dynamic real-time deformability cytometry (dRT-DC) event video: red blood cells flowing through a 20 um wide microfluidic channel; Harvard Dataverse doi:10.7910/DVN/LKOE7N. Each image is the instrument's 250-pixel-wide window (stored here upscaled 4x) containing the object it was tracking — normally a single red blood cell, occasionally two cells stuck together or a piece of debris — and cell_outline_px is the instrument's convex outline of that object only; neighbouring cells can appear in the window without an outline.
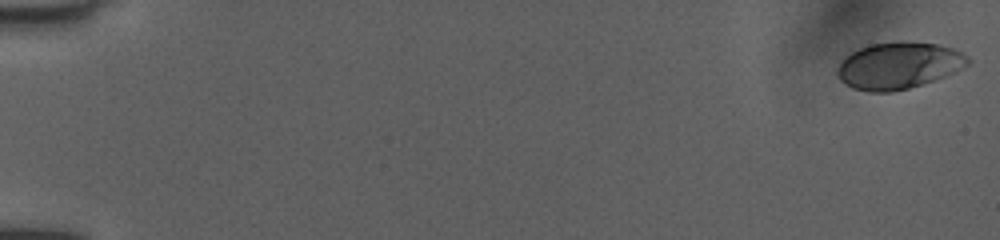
{"species": "human", "species_latin": "Homo sapiens", "temperature_condition": "room temperature", "stored_images_in_passage": 52, "camera_frame_rate_fps": 3000, "um_per_image_px": 0.085, "donor": {"sex": "female"}, "frame": {"image": 1, "passage_image": 1, "time_ms": 0.0, "image_size_px": [1000, 240], "cell_outline_px": [[972, 60], [964, 68], [944, 76], [908, 88], [892, 92], [868, 92], [852, 88], [840, 80], [836, 72], [840, 60], [852, 52], [860, 48], [872, 44], [896, 40], [900, 40], [936, 44], [952, 48], [968, 56]], "centroid_in_image_um": [76.37, 5.56], "position_along_channel_um": 8.6, "area_um2": 35.66}}
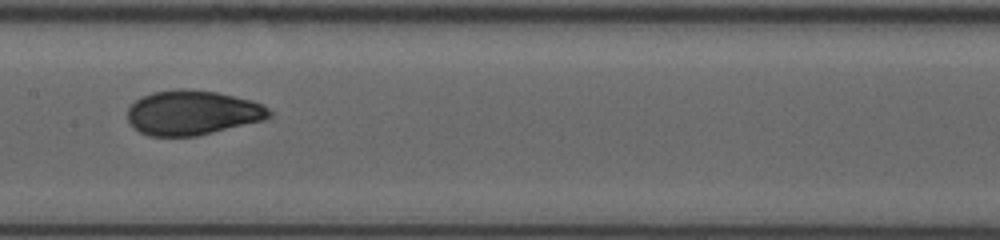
{"frame": {"image": 2, "passage_image": 28, "time_ms": 9.0, "image_size_px": [1000, 240], "cell_outline_px": [[272, 116], [264, 120], [196, 136], [148, 136], [132, 128], [128, 120], [128, 108], [136, 100], [152, 92], [176, 88], [184, 88], [216, 92], [252, 100], [264, 104], [272, 112]], "centroid_in_image_um": [16.36, 9.57], "position_along_channel_um": 191.0, "area_um2": 37.05}}
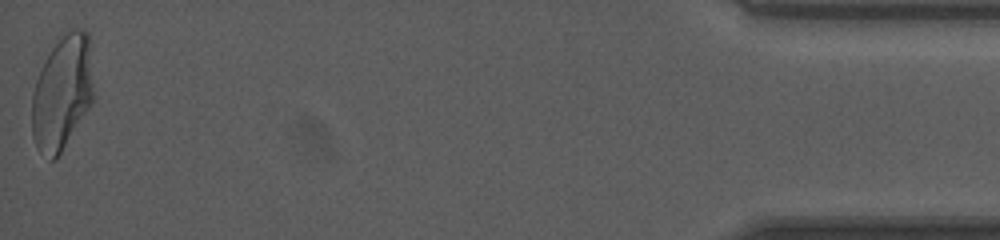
{"frame": {"image": 3, "passage_image": 52, "time_ms": 17.0, "image_size_px": [1000, 240], "cell_outline_px": [[96, 96], [92, 104], [56, 160], [48, 160], [36, 148], [32, 136], [32, 96], [36, 80], [60, 32], [76, 28], [80, 28], [88, 32]], "centroid_in_image_um": [5.32, 7.87], "position_along_channel_um": 429.9, "area_um2": 41.96}, "authors_computed_cell_mechanics": {"area_um2": 36.1828, "velocity_mm_per_s": 4.0463, "shape_relaxation_time_tau1_ms": 4.9606, "shape_relaxation_time_tau2_ms": 0.7458, "deformation_change_tau1": 0.1692, "deformation_change_tau2": 0.0531}}